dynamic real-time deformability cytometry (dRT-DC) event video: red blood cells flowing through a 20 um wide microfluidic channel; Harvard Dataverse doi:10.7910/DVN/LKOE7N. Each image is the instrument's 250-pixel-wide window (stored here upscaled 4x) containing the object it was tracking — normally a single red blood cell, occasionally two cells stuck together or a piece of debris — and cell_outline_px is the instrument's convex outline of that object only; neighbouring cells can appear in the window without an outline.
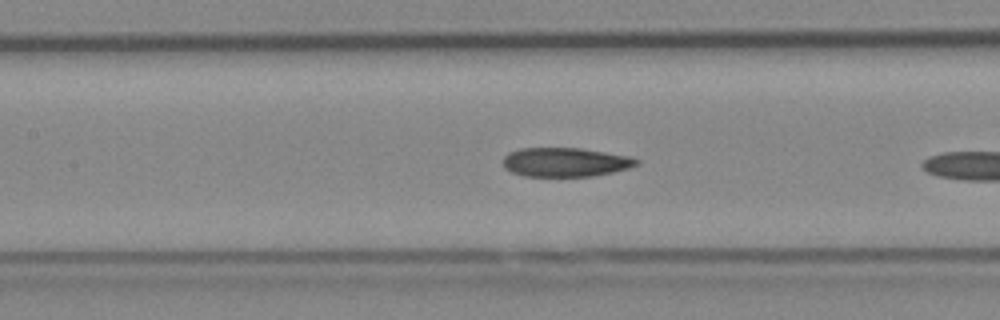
{"species": "Egyptian fruit bat (a non-hibernating species)", "species_latin": "Rousettus aegyptiacus", "temperature_condition": "cold", "stored_images_in_passage": 25, "camera_frame_rate_fps": 3000, "um_per_image_px": 0.085, "animal": {"sex": "female"}, "frame": {"image": 1, "passage_image": 8, "time_ms": 2.333, "image_size_px": [1000, 320], "cell_outline_px": [[640, 164], [628, 168], [612, 172], [592, 176], [524, 176], [512, 172], [504, 168], [504, 156], [508, 152], [520, 148], [580, 148], [628, 156], [640, 160]], "centroid_in_image_um": [48.04, 13.78], "position_along_channel_um": 159.4, "area_um2": 22.54}}
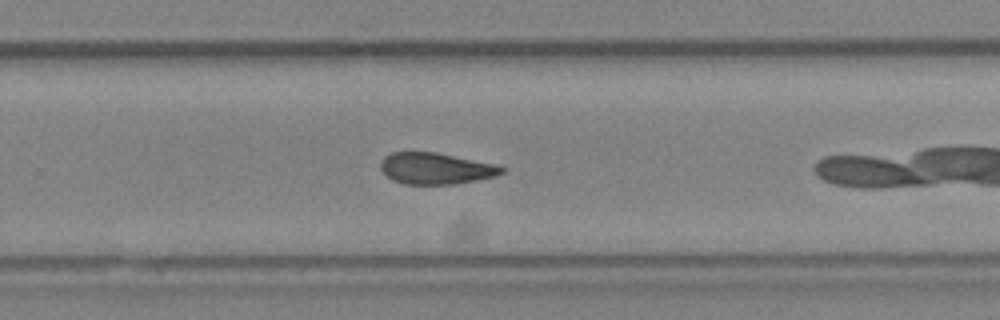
{"frame": {"image": 2, "passage_image": 18, "time_ms": 5.667, "image_size_px": [1000, 320], "cell_outline_px": [[508, 168], [504, 172], [496, 176], [476, 180], [452, 184], [404, 184], [392, 180], [380, 168], [380, 164], [384, 156], [392, 152], [436, 152], [496, 164]], "centroid_in_image_um": [37.06, 14.31], "position_along_channel_um": 292.7, "area_um2": 22.2}}